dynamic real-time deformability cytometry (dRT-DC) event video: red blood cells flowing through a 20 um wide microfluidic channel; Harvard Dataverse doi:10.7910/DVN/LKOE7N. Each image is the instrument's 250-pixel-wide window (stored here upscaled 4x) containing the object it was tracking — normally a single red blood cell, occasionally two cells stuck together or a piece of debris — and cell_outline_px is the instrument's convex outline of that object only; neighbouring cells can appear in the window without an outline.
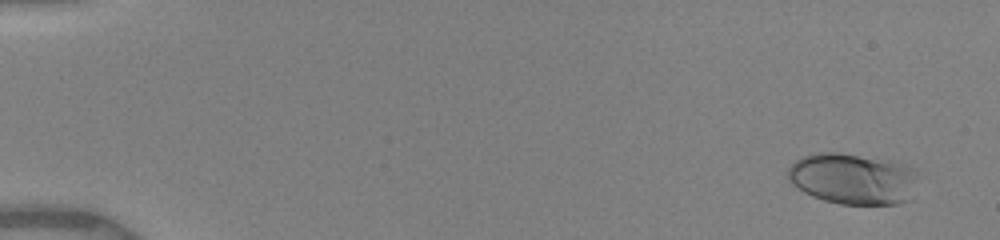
{"species": "human", "species_latin": "Homo sapiens", "temperature_condition": "warm", "stored_images_in_passage": 35, "camera_frame_rate_fps": 3000, "um_per_image_px": 0.085, "donor": {"sex": "female"}, "frame": {"image": 1, "passage_image": 2, "time_ms": 0.667, "image_size_px": [1000, 240], "cell_outline_px": [[916, 172], [912, 200], [900, 204], [840, 204], [824, 200], [812, 196], [804, 192], [792, 184], [788, 180], [788, 168], [800, 156], [816, 152], [840, 152], [896, 160], [908, 164], [916, 168]], "centroid_in_image_um": [72.53, 15.17], "position_along_channel_um": 12.5, "area_um2": 39.65}}
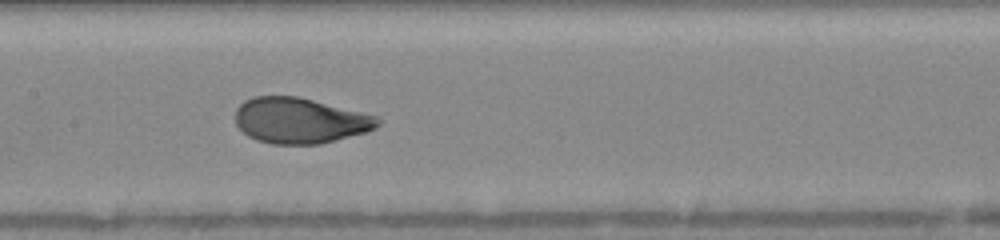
{"frame": {"image": 2, "passage_image": 16, "time_ms": 8.667, "image_size_px": [1000, 240], "cell_outline_px": [[380, 124], [376, 128], [364, 132], [336, 140], [320, 144], [272, 144], [256, 140], [248, 136], [236, 124], [236, 108], [244, 100], [256, 96], [296, 96], [376, 116], [380, 120]], "centroid_in_image_um": [25.46, 10.25], "position_along_channel_um": 181.9, "area_um2": 37.51}}
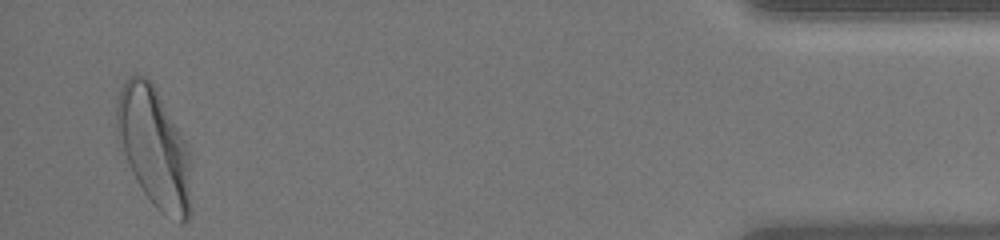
{"frame": {"image": 3, "passage_image": 34, "time_ms": 16.333, "image_size_px": [1000, 240], "cell_outline_px": [[188, 220], [184, 224], [180, 224], [164, 216], [156, 208], [144, 192], [136, 180], [120, 152], [116, 132], [116, 104], [124, 80], [128, 76], [144, 76], [152, 80], [184, 140], [188, 148]], "centroid_in_image_um": [13.03, 12.51], "position_along_channel_um": 422.2, "area_um2": 51.5}, "authors_computed_cell_mechanics": {"area_um2": 38.3214, "velocity_mm_per_s": 3.9996, "shape_relaxation_time_tau1_ms": 2.8527, "shape_relaxation_time_tau2_ms": null, "deformation_change_tau1": 0.1593, "deformation_change_tau2": null}}